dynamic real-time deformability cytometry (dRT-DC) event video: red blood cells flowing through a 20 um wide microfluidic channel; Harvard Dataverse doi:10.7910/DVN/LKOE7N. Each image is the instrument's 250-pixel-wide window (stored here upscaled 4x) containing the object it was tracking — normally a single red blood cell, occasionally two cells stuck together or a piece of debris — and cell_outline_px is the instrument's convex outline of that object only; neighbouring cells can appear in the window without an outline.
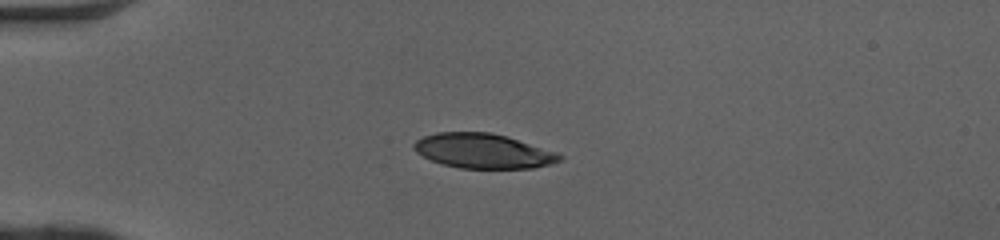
{"species": "human", "species_latin": "Homo sapiens", "temperature_condition": "cold", "stored_images_in_passage": 38, "camera_frame_rate_fps": 3000, "um_per_image_px": 0.085, "donor": {"sex": "female"}, "frame": {"image": 1, "passage_image": 1, "time_ms": 0.0, "image_size_px": [1000, 240], "cell_outline_px": [[564, 160], [532, 168], [460, 168], [444, 164], [432, 160], [416, 152], [412, 148], [412, 144], [416, 140], [424, 136], [436, 132], [488, 132], [508, 136], [556, 152], [564, 156]], "centroid_in_image_um": [41.07, 12.82], "position_along_channel_um": 43.9, "area_um2": 29.42}}
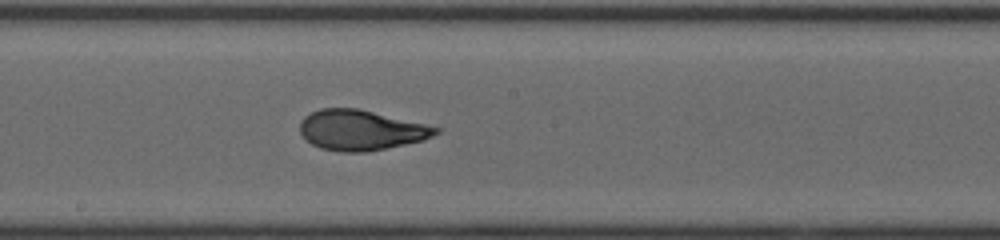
{"frame": {"image": 2, "passage_image": 16, "time_ms": 5.0, "image_size_px": [1000, 240], "cell_outline_px": [[440, 132], [424, 140], [364, 152], [340, 152], [320, 148], [312, 144], [300, 132], [300, 120], [304, 116], [320, 108], [360, 108], [440, 128]], "centroid_in_image_um": [30.65, 11.05], "position_along_channel_um": 217.5, "area_um2": 31.67}}
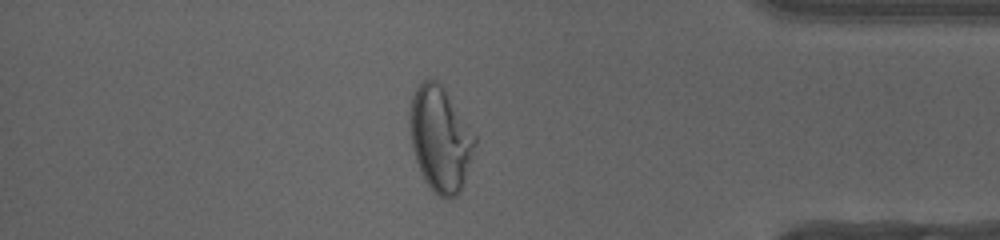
{"frame": {"image": 3, "passage_image": 31, "time_ms": 10.0, "image_size_px": [1000, 240], "cell_outline_px": [[476, 144], [460, 192], [456, 196], [448, 200], [432, 192], [424, 180], [416, 160], [412, 148], [408, 112], [412, 96], [416, 88], [424, 80], [436, 80], [444, 88], [476, 136]], "centroid_in_image_um": [37.4, 11.83], "position_along_channel_um": 397.8, "area_um2": 39.71}, "authors_computed_cell_mechanics": {"area_um2": 32.079, "velocity_mm_per_s": 4.1069, "shape_relaxation_time_tau1_ms": 4.9275, "shape_relaxation_time_tau2_ms": 0.8546, "deformation_change_tau1": 0.229, "deformation_change_tau2": 0.0698}}